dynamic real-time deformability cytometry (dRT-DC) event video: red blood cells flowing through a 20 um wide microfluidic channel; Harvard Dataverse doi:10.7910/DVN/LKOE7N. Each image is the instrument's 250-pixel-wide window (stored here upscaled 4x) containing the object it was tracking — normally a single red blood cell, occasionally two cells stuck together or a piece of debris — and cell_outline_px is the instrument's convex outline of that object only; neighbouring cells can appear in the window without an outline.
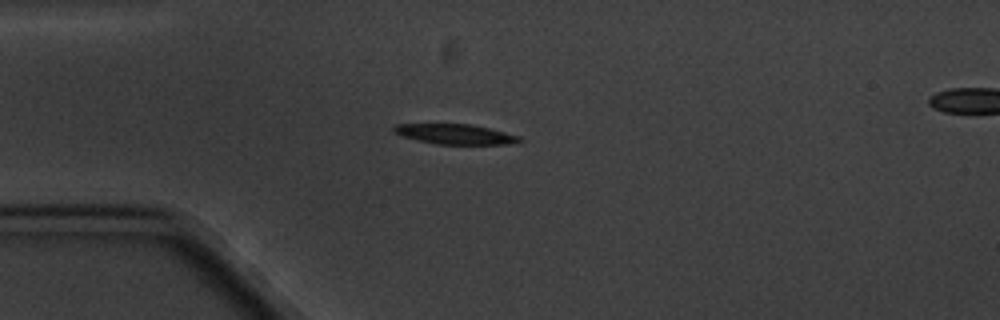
{"species": "common noctule bat (a hibernating species)", "species_latin": "Nyctalus noctula", "temperature_condition": "cold", "stored_images_in_passage": 4, "camera_frame_rate_fps": 3000, "um_per_image_px": 0.085, "animal": {"sex": "male", "body_mass_g": 20.1, "forearm_length_mm": 53.5}, "frame": {"image": 1, "passage_image": 1, "time_ms": 0.0, "image_size_px": [1000, 320], "cell_outline_px": [[524, 140], [508, 144], [436, 144], [416, 140], [392, 132], [392, 128], [396, 124], [472, 124], [520, 136]], "centroid_in_image_um": [38.67, 11.4], "position_along_channel_um": 46.3, "area_um2": 14.62}}